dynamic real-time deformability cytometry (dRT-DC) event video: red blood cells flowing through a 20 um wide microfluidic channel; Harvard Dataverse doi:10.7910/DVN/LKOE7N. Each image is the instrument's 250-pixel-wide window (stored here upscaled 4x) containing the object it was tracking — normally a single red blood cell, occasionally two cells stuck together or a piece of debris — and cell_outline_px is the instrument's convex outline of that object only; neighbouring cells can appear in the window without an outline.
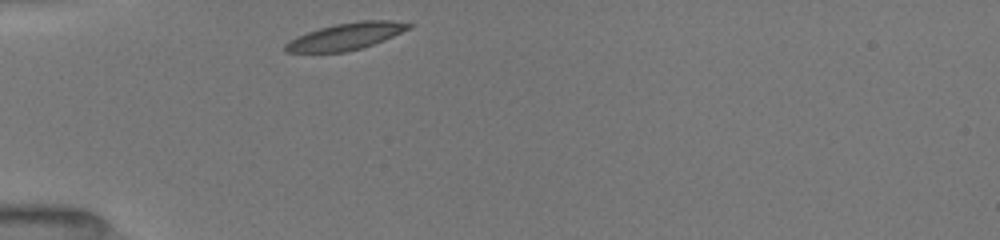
{"species": "common noctule bat (a hibernating species)", "species_latin": "Nyctalus noctula", "temperature_condition": "room temperature", "stored_images_in_passage": 43, "camera_frame_rate_fps": 3000, "um_per_image_px": 0.085, "animal": {"sex": "female", "body_mass_g": 19.5, "forearm_length_mm": 54.1}, "frame": {"image": 1, "passage_image": 1, "time_ms": 0.0, "image_size_px": [1000, 240], "cell_outline_px": [[412, 28], [384, 40], [360, 48], [344, 52], [284, 52], [284, 44], [288, 40], [296, 36], [320, 28], [336, 24], [360, 20], [392, 20], [412, 24]], "centroid_in_image_um": [29.39, 3.08], "position_along_channel_um": 55.6, "area_um2": 19.25}}
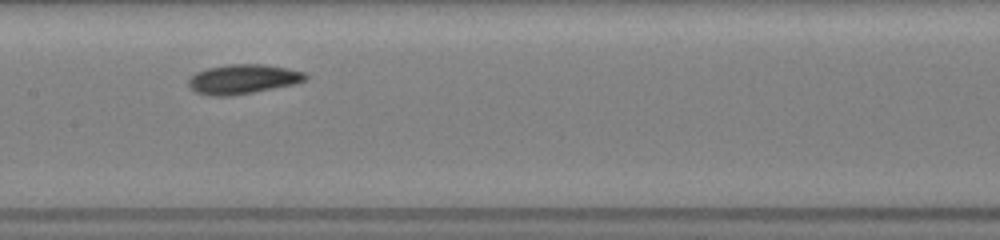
{"frame": {"image": 2, "passage_image": 17, "time_ms": 3.667, "image_size_px": [1000, 240], "cell_outline_px": [[308, 76], [304, 80], [292, 84], [232, 96], [208, 96], [196, 92], [188, 84], [188, 80], [196, 72], [208, 68], [228, 64], [264, 64], [288, 68], [304, 72]], "centroid_in_image_um": [20.62, 6.72], "position_along_channel_um": 186.8, "area_um2": 19.94}}
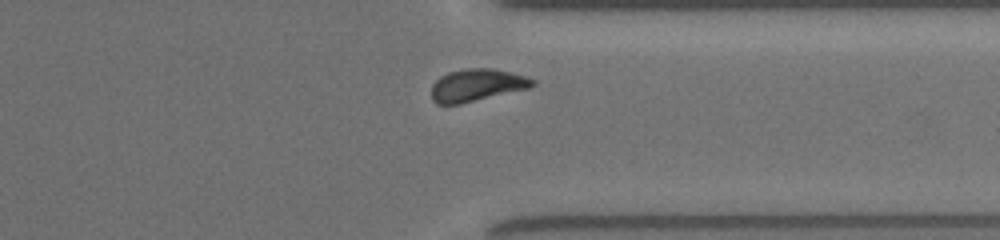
{"frame": {"image": 3, "passage_image": 37, "time_ms": 8.333, "image_size_px": [1000, 240], "cell_outline_px": [[536, 84], [528, 88], [460, 104], [436, 104], [432, 100], [432, 84], [440, 76], [448, 72], [464, 68], [492, 68], [512, 72], [536, 80]], "centroid_in_image_um": [40.51, 7.22], "position_along_channel_um": 370.9, "area_um2": 19.07}, "authors_computed_cell_mechanics": {"area_um2": 18.785, "velocity_mm_per_s": 3.953, "shape_relaxation_time_tau1_ms": 2.0878, "shape_relaxation_time_tau2_ms": 4.8071, "deformation_change_tau1": 0.0936, "deformation_change_tau2": 0.0996}}